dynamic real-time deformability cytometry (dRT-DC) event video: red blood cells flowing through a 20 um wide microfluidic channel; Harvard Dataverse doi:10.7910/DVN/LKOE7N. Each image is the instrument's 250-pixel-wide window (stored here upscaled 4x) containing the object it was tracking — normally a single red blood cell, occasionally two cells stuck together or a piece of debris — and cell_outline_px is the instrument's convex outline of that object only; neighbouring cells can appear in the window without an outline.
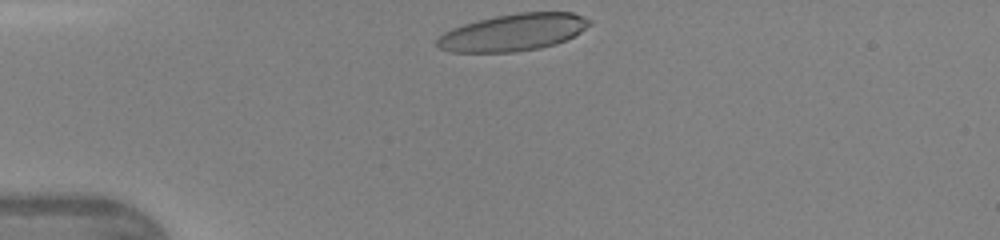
{"species": "human", "species_latin": "Homo sapiens", "temperature_condition": "warm", "stored_images_in_passage": 19, "camera_frame_rate_fps": 3000, "um_per_image_px": 0.085, "donor": {"sex": "female"}, "frame": {"image": 1, "passage_image": 1, "time_ms": 0.0, "image_size_px": [1000, 240], "cell_outline_px": [[592, 24], [580, 32], [556, 44], [540, 48], [512, 52], [452, 52], [436, 48], [436, 40], [444, 32], [452, 28], [464, 24], [496, 16], [516, 12], [572, 12], [584, 16], [592, 20]], "centroid_in_image_um": [43.62, 2.75], "position_along_channel_um": 41.4, "area_um2": 32.95}}